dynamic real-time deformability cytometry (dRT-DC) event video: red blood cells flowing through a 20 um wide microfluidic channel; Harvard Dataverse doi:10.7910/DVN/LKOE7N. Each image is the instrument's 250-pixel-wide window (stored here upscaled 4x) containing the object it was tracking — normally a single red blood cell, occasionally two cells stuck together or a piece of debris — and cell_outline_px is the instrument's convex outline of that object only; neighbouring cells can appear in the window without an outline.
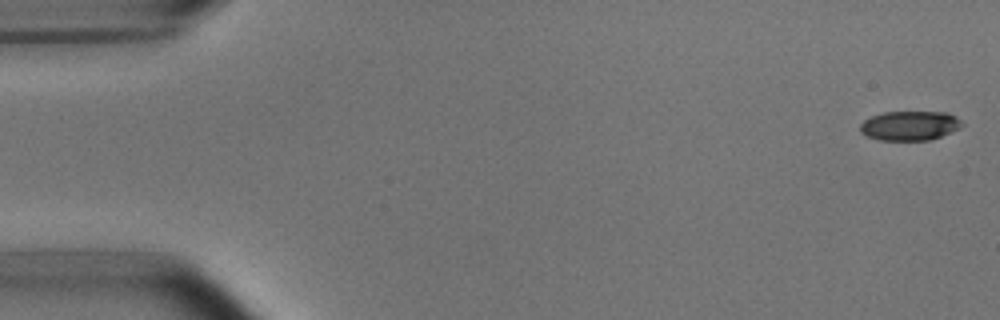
{"species": "common noctule bat (a hibernating species)", "species_latin": "Nyctalus noctula", "temperature_condition": "room temperature", "stored_images_in_passage": 52, "camera_frame_rate_fps": 3000, "um_per_image_px": 0.085, "animal": {"sex": "male", "body_mass_g": 15.6}, "frame": {"image": 1, "passage_image": 1, "time_ms": 0.0, "image_size_px": [1000, 320], "cell_outline_px": [[964, 124], [940, 136], [928, 140], [880, 140], [868, 136], [860, 132], [860, 124], [864, 120], [872, 116], [884, 112], [948, 112], [956, 116]], "centroid_in_image_um": [77.3, 10.67], "position_along_channel_um": 7.7, "area_um2": 17.22}}
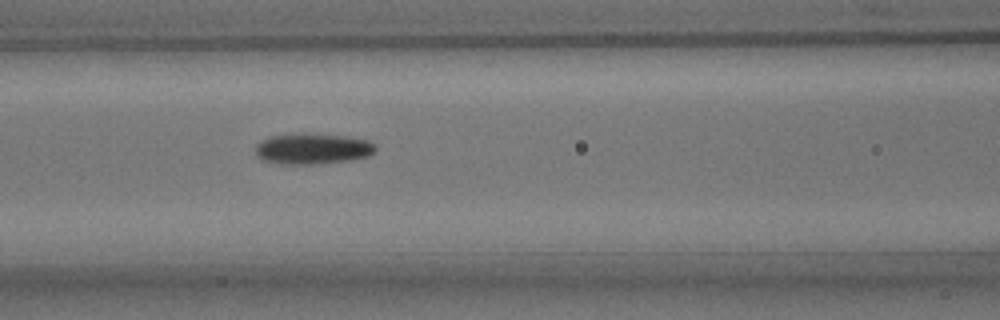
{"frame": {"image": 2, "passage_image": 22, "time_ms": 7.0, "image_size_px": [1000, 320], "cell_outline_px": [[376, 152], [368, 156], [348, 160], [316, 164], [284, 164], [264, 160], [256, 156], [256, 144], [260, 140], [268, 136], [344, 136], [368, 140], [376, 144]], "centroid_in_image_um": [26.59, 12.68], "position_along_channel_um": 140.0, "area_um2": 20.75}}
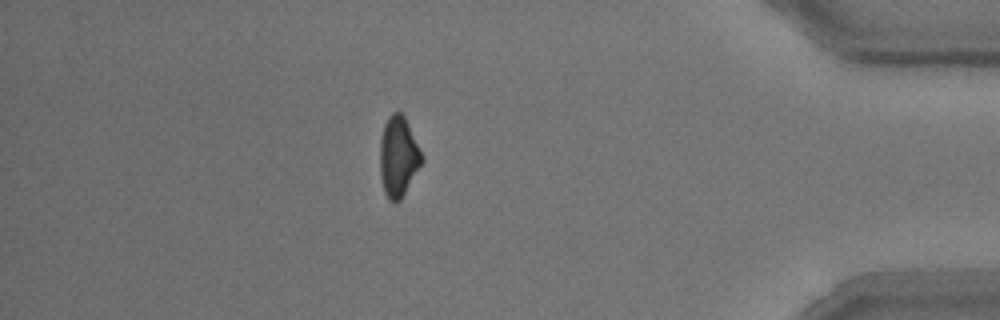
{"frame": {"image": 3, "passage_image": 46, "time_ms": 15.0, "image_size_px": [1000, 320], "cell_outline_px": [[424, 160], [400, 200], [388, 200], [384, 192], [380, 176], [380, 140], [384, 124], [388, 116], [392, 112], [400, 112], [404, 116], [424, 156]], "centroid_in_image_um": [33.86, 13.29], "position_along_channel_um": 401.3, "area_um2": 19.54}, "authors_computed_cell_mechanics": {"area_um2": 19.8543, "velocity_mm_per_s": 3.7756, "shape_relaxation_time_tau1_ms": 2.78, "shape_relaxation_time_tau2_ms": 10.3759, "deformation_change_tau1": 0.1449, "deformation_change_tau2": 0.1923}}